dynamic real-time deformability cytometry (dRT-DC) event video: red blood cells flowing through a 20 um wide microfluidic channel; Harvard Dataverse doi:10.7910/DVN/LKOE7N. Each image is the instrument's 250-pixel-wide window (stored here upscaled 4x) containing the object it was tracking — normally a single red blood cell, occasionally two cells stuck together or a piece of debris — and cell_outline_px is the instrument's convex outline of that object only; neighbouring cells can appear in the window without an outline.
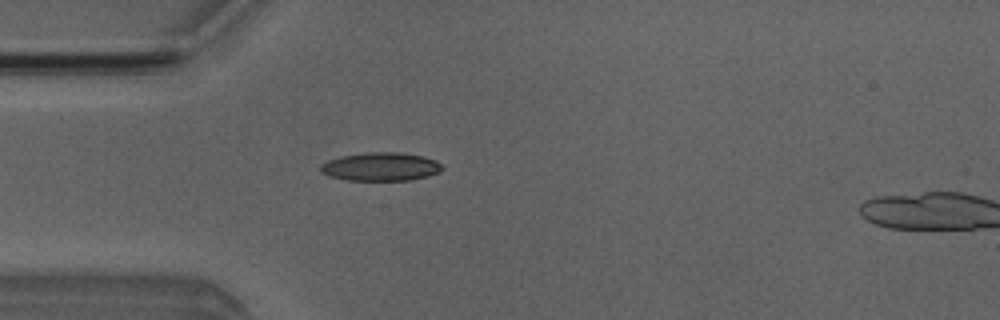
{"species": "Egyptian fruit bat (a non-hibernating species)", "species_latin": "Rousettus aegyptiacus", "temperature_condition": "room temperature", "stored_images_in_passage": 4, "camera_frame_rate_fps": 3000, "um_per_image_px": 0.085, "animal": {"sex": "male"}, "frame": {"image": 1, "passage_image": 4, "time_ms": 4.333, "image_size_px": [1000, 320], "cell_outline_px": [[444, 168], [440, 172], [428, 176], [412, 180], [348, 180], [332, 176], [320, 172], [320, 164], [328, 160], [340, 156], [364, 152], [400, 152], [424, 156], [440, 164]], "centroid_in_image_um": [32.36, 14.16], "position_along_channel_um": 52.6, "area_um2": 20.17}}